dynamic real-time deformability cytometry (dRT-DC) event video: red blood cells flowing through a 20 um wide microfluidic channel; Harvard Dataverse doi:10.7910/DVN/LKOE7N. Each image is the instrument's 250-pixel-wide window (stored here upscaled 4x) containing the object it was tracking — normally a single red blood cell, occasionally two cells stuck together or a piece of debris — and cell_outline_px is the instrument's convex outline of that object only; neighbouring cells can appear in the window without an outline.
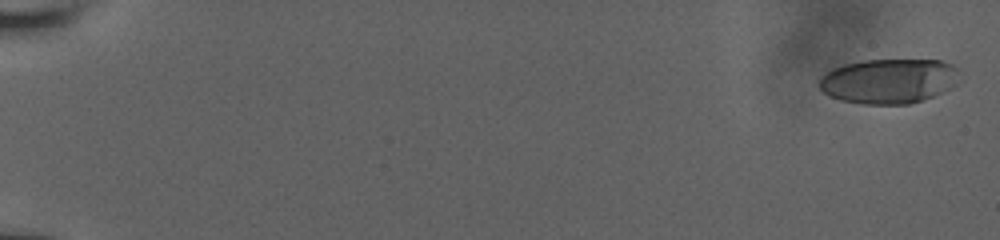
{"species": "human", "species_latin": "Homo sapiens", "temperature_condition": "room temperature", "stored_images_in_passage": 20, "camera_frame_rate_fps": 3000, "um_per_image_px": 0.085, "donor": {"sex": "male"}, "frame": {"image": 1, "passage_image": 1, "time_ms": 0.0, "image_size_px": [1000, 240], "cell_outline_px": [[956, 84], [952, 88], [932, 96], [908, 104], [864, 104], [840, 100], [824, 92], [816, 84], [820, 76], [832, 68], [844, 64], [860, 60], [940, 60], [952, 64], [956, 68]], "centroid_in_image_um": [75.49, 6.88], "position_along_channel_um": 9.5, "area_um2": 36.65}}
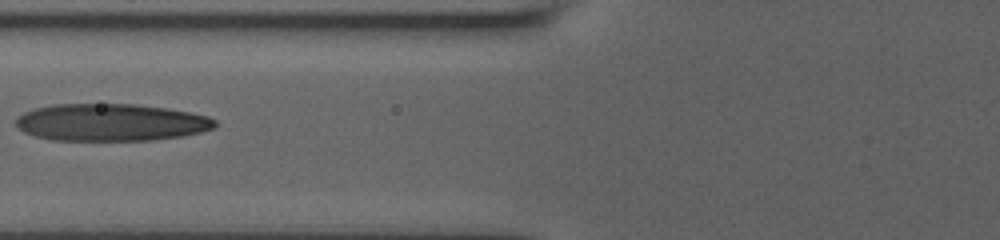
{"frame": {"image": 2, "passage_image": 15, "time_ms": 8.333, "image_size_px": [1000, 240], "cell_outline_px": [[216, 128], [200, 132], [180, 136], [152, 140], [52, 140], [32, 136], [24, 132], [16, 124], [16, 116], [32, 108], [52, 104], [136, 104], [168, 108], [208, 116], [216, 120]], "centroid_in_image_um": [9.4, 10.4], "position_along_channel_um": 116.4, "area_um2": 43.47}}
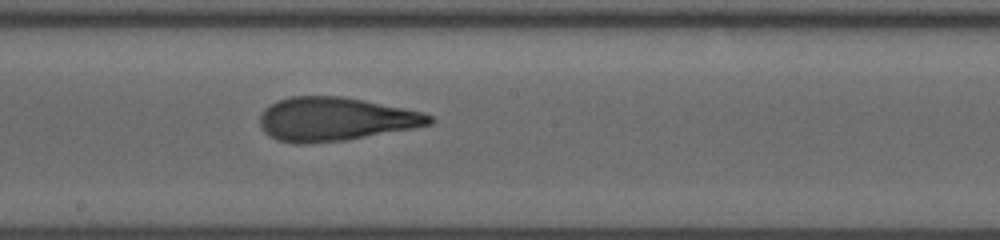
{"frame": {"image": 3, "passage_image": 20, "time_ms": 11.0, "image_size_px": [1000, 240], "cell_outline_px": [[436, 120], [432, 124], [412, 128], [348, 140], [308, 144], [296, 144], [276, 140], [264, 132], [260, 124], [260, 112], [264, 108], [276, 100], [288, 96], [340, 96], [364, 100], [424, 112], [432, 116]], "centroid_in_image_um": [28.47, 10.13], "position_along_channel_um": 219.7, "area_um2": 43.52}}